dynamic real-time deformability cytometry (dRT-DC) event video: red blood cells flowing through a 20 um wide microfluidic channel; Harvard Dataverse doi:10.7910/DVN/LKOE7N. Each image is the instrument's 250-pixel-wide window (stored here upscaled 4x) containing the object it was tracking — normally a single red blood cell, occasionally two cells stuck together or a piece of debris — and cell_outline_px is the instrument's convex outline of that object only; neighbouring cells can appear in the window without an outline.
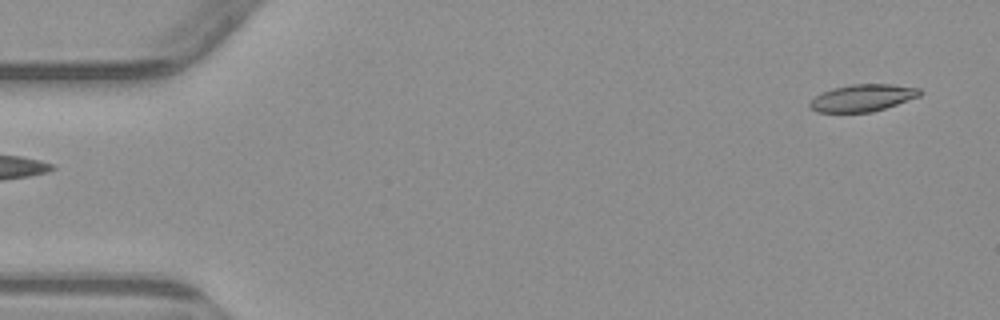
{"species": "common noctule bat (a hibernating species)", "species_latin": "Nyctalus noctula", "temperature_condition": "warm", "stored_images_in_passage": 5, "segment_of_instrument_passage": [2, 2], "camera_frame_rate_fps": 3000, "um_per_image_px": 0.085, "animal": {"sex": "male", "body_mass_g": 23.1, "forearm_length_mm": 52.7}, "frame": {"image": 1, "passage_image": 5, "time_ms": 5.667, "image_size_px": [1000, 320], "cell_outline_px": [[924, 92], [920, 96], [872, 112], [816, 112], [808, 104], [820, 92], [832, 88], [852, 84], [892, 84], [920, 88]], "centroid_in_image_um": [73.33, 8.31], "position_along_channel_um": 11.7, "area_um2": 17.34}}